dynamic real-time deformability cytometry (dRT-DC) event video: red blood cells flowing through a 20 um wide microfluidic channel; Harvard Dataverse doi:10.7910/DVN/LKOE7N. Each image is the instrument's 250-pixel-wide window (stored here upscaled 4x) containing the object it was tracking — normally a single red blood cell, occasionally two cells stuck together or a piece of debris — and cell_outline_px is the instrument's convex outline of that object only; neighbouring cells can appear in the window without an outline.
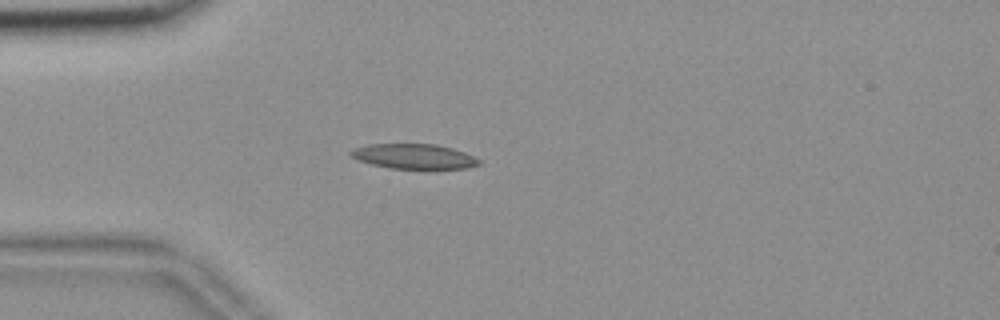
{"species": "common noctule bat (a hibernating species)", "species_latin": "Nyctalus noctula", "temperature_condition": "room temperature", "stored_images_in_passage": 41, "camera_frame_rate_fps": 3000, "um_per_image_px": 0.085, "animal": {"sex": "female", "body_mass_g": 18.4}, "frame": {"image": 1, "passage_image": 1, "time_ms": 0.0, "image_size_px": [1000, 320], "cell_outline_px": [[480, 164], [468, 168], [392, 168], [372, 164], [356, 160], [348, 152], [352, 148], [368, 144], [436, 144], [452, 148], [464, 152], [480, 160]], "centroid_in_image_um": [35.14, 13.28], "position_along_channel_um": 49.9, "area_um2": 18.5}}
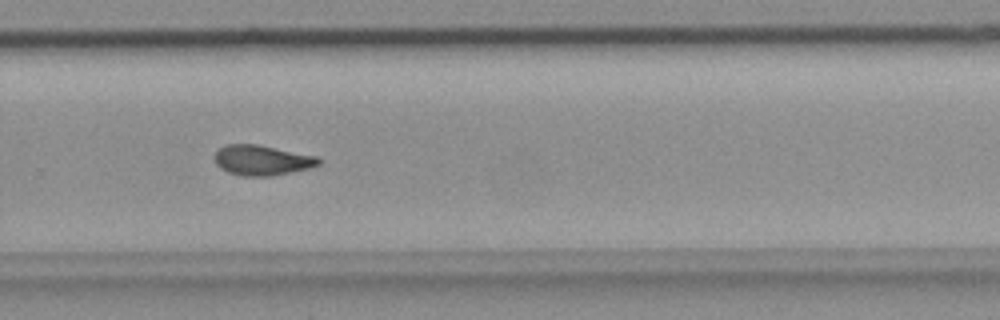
{"frame": {"image": 2, "passage_image": 23, "time_ms": 7.333, "image_size_px": [1000, 320], "cell_outline_px": [[320, 164], [308, 168], [272, 176], [244, 176], [228, 172], [220, 168], [216, 164], [216, 148], [224, 144], [256, 144], [320, 156]], "centroid_in_image_um": [22.27, 13.6], "position_along_channel_um": 307.5, "area_um2": 18.38}}
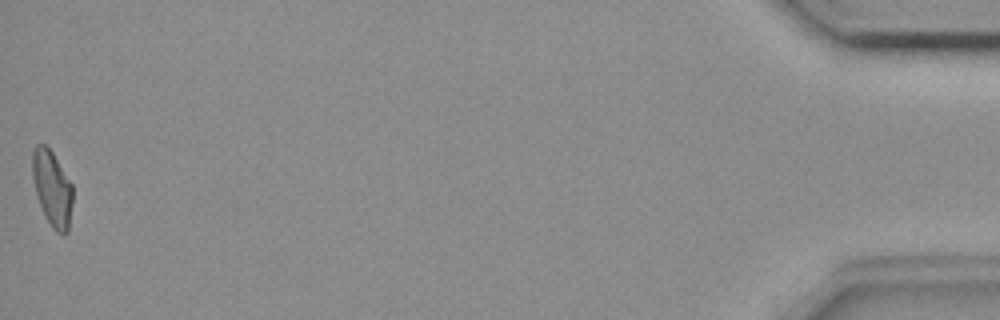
{"frame": {"image": 3, "passage_image": 41, "time_ms": 13.333, "image_size_px": [1000, 320], "cell_outline_px": [[72, 200], [68, 232], [64, 236], [56, 232], [52, 228], [44, 216], [36, 196], [32, 176], [32, 152], [36, 144], [44, 144], [52, 152], [72, 184]], "centroid_in_image_um": [4.42, 16.05], "position_along_channel_um": 430.8, "area_um2": 17.86}, "authors_computed_cell_mechanics": {"area_um2": 18.1492, "velocity_mm_per_s": 3.677, "shape_relaxation_time_tau1_ms": null, "shape_relaxation_time_tau2_ms": 6.4878, "deformation_change_tau1": null, "deformation_change_tau2": 0.1303}}